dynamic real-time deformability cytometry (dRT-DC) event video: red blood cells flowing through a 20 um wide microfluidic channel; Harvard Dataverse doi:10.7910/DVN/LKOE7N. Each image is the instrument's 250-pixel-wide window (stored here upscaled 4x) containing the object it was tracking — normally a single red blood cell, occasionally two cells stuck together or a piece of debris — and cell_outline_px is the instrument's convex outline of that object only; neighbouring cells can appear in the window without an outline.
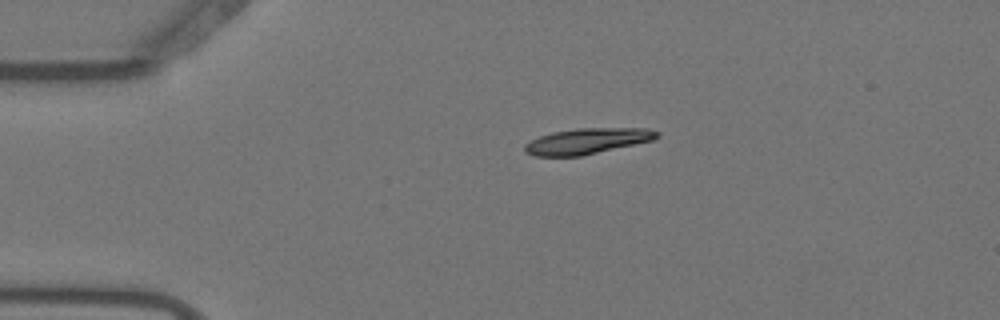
{"species": "Egyptian fruit bat (a non-hibernating species)", "species_latin": "Rousettus aegyptiacus", "temperature_condition": "warm", "stored_images_in_passage": 2, "camera_frame_rate_fps": 3000, "um_per_image_px": 0.085, "animal": {"sex": "female"}, "frame": {"image": 1, "passage_image": 1, "time_ms": 0.0, "image_size_px": [1000, 320], "cell_outline_px": [[660, 136], [656, 140], [580, 156], [532, 156], [524, 152], [524, 144], [540, 136], [552, 132], [576, 128], [648, 128], [660, 132]], "centroid_in_image_um": [49.95, 11.99], "position_along_channel_um": 35.1, "area_um2": 20.06}}